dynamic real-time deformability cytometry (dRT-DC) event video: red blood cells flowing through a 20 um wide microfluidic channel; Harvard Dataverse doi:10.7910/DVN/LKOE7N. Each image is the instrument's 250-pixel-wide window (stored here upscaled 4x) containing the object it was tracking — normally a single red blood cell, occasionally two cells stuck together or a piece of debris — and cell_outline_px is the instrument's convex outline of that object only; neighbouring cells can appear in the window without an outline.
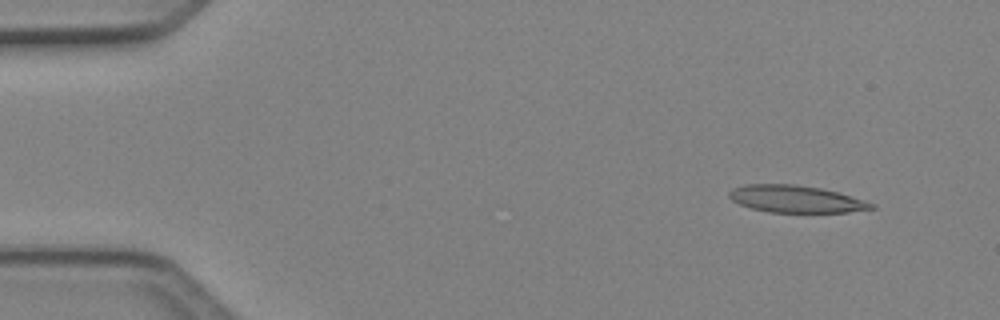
{"species": "Egyptian fruit bat (a non-hibernating species)", "species_latin": "Rousettus aegyptiacus", "temperature_condition": "cold", "stored_images_in_passage": 6, "camera_frame_rate_fps": 3000, "um_per_image_px": 0.085, "animal": {"sex": "female"}, "frame": {"image": 1, "passage_image": 2, "time_ms": 0.333, "image_size_px": [1000, 320], "cell_outline_px": [[876, 208], [848, 212], [768, 212], [752, 208], [740, 204], [732, 200], [728, 196], [728, 192], [732, 188], [744, 184], [792, 184], [820, 188], [836, 192], [864, 200], [876, 204]], "centroid_in_image_um": [67.62, 16.91], "position_along_channel_um": 17.4, "area_um2": 22.37}}
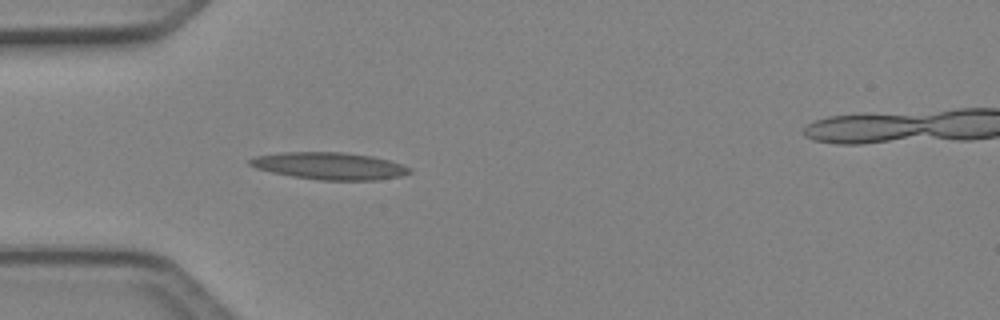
{"frame": {"image": 2, "passage_image": 5, "time_ms": 1.333, "image_size_px": [1000, 320], "cell_outline_px": [[412, 172], [400, 176], [376, 180], [320, 180], [292, 176], [272, 172], [256, 168], [248, 164], [248, 160], [256, 156], [280, 152], [344, 152], [372, 156], [404, 164], [412, 168]], "centroid_in_image_um": [28.03, 14.1], "position_along_channel_um": 57.0, "area_um2": 25.32}}